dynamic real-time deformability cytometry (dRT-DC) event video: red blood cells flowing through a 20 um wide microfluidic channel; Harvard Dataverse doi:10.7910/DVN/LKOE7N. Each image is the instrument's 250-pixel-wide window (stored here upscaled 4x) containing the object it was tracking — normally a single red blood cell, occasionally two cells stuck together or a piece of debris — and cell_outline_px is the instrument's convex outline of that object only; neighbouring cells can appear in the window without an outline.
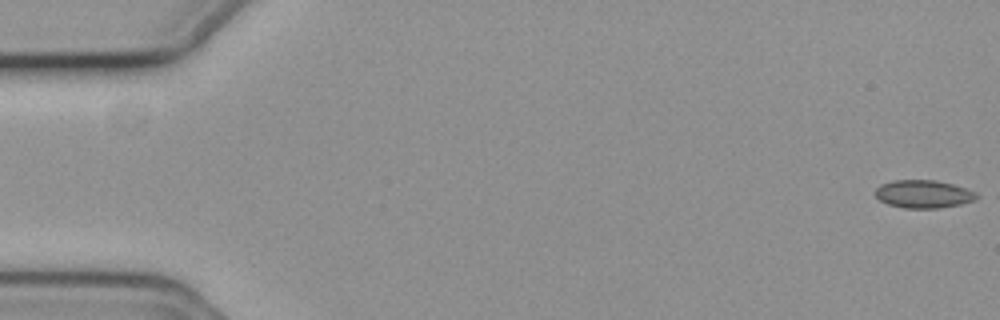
{"species": "common noctule bat (a hibernating species)", "species_latin": "Nyctalus noctula", "temperature_condition": "cold", "stored_images_in_passage": 7, "camera_frame_rate_fps": 3000, "um_per_image_px": 0.085, "animal": {"sex": "female", "body_mass_g": 19.3, "forearm_length_mm": 54.1}, "frame": {"image": 1, "passage_image": 1, "time_ms": 0.0, "image_size_px": [1000, 320], "cell_outline_px": [[984, 196], [976, 200], [960, 204], [936, 208], [904, 208], [888, 204], [880, 200], [876, 196], [876, 188], [880, 184], [892, 180], [936, 180], [952, 184], [976, 192]], "centroid_in_image_um": [78.53, 16.49], "position_along_channel_um": 6.5, "area_um2": 16.59}}